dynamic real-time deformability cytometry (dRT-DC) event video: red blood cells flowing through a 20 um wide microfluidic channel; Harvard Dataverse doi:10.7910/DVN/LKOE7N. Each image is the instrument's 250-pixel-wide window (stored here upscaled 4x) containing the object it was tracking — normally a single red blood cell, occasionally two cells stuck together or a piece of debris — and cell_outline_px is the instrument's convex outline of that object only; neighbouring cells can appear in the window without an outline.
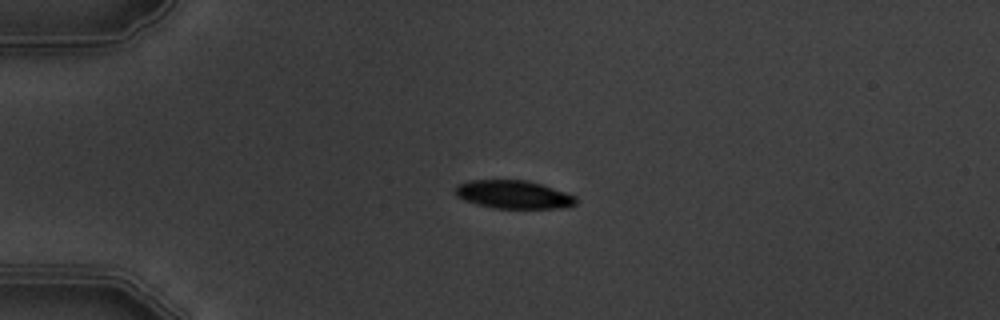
{"species": "common noctule bat (a hibernating species)", "species_latin": "Nyctalus noctula", "temperature_condition": "warm", "stored_images_in_passage": 4, "camera_frame_rate_fps": 3000, "um_per_image_px": 0.085, "animal": {"sex": "male", "body_mass_g": 19.5, "forearm_length_mm": 54.6}, "frame": {"image": 1, "passage_image": 2, "time_ms": 1.0, "image_size_px": [1000, 320], "cell_outline_px": [[576, 204], [568, 208], [492, 208], [476, 204], [464, 200], [456, 196], [456, 184], [468, 180], [528, 180], [568, 192], [576, 196]], "centroid_in_image_um": [43.67, 16.53], "position_along_channel_um": 41.3, "area_um2": 20.11}}